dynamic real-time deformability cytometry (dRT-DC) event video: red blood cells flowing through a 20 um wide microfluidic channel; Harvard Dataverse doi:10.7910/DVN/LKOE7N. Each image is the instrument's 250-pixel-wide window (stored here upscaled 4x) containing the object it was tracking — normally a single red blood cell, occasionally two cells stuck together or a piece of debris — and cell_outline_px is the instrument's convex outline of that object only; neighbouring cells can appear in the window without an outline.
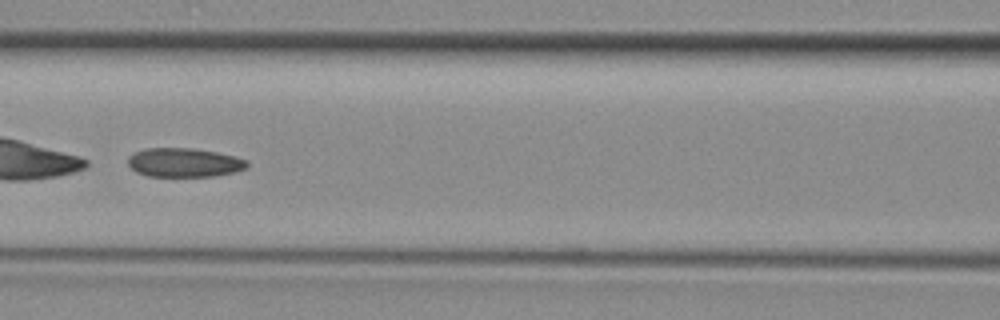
{"species": "common noctule bat (a hibernating species)", "species_latin": "Nyctalus noctula", "temperature_condition": "room temperature", "stored_images_in_passage": 38, "camera_frame_rate_fps": 3000, "um_per_image_px": 0.085, "animal": {"sex": "female", "body_mass_g": 29.2, "forearm_length_mm": 56.3}, "frame": {"image": 1, "passage_image": 21, "time_ms": 6.667, "image_size_px": [1000, 320], "cell_outline_px": [[248, 168], [216, 176], [148, 176], [136, 172], [128, 164], [128, 156], [144, 148], [192, 148], [216, 152], [248, 160]], "centroid_in_image_um": [15.64, 13.81], "position_along_channel_um": 151.0, "area_um2": 20.06}}
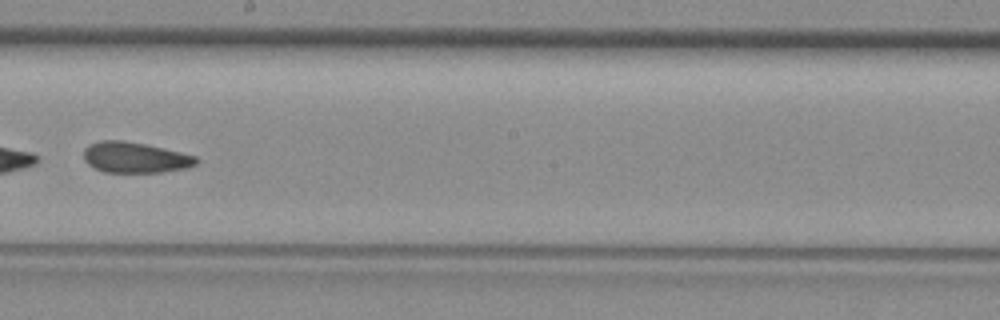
{"frame": {"image": 2, "passage_image": 27, "time_ms": 8.667, "image_size_px": [1000, 320], "cell_outline_px": [[200, 160], [196, 164], [188, 168], [160, 172], [104, 172], [88, 164], [84, 160], [84, 148], [88, 144], [100, 140], [124, 140], [144, 144], [180, 152], [196, 156]], "centroid_in_image_um": [11.47, 13.38], "position_along_channel_um": 236.7, "area_um2": 20.17}}
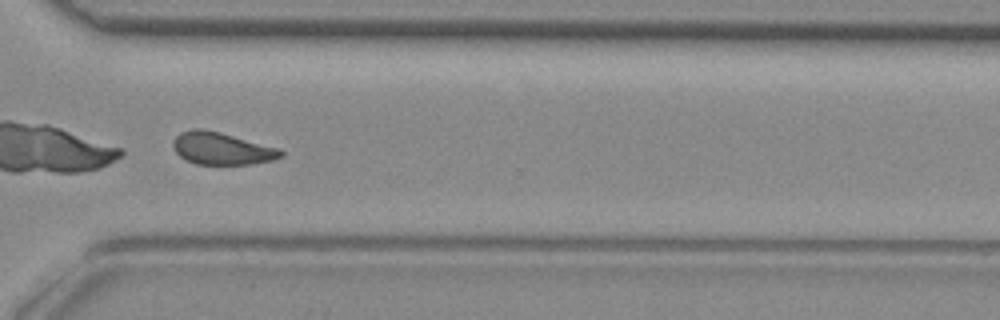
{"frame": {"image": 3, "passage_image": 35, "time_ms": 11.333, "image_size_px": [1000, 320], "cell_outline_px": [[284, 156], [272, 160], [248, 164], [196, 164], [180, 156], [176, 152], [172, 144], [176, 136], [180, 132], [196, 128], [200, 128], [220, 132], [280, 148], [284, 152]], "centroid_in_image_um": [18.87, 12.62], "position_along_channel_um": 351.7, "area_um2": 20.17}}